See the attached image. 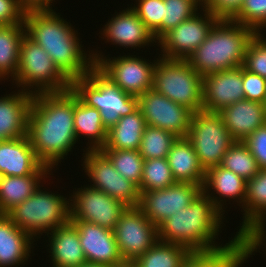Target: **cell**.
<instances>
[{
    "label": "cell",
    "mask_w": 266,
    "mask_h": 267,
    "mask_svg": "<svg viewBox=\"0 0 266 267\" xmlns=\"http://www.w3.org/2000/svg\"><path fill=\"white\" fill-rule=\"evenodd\" d=\"M41 165L27 135L0 141V176L32 175Z\"/></svg>",
    "instance_id": "24"
},
{
    "label": "cell",
    "mask_w": 266,
    "mask_h": 267,
    "mask_svg": "<svg viewBox=\"0 0 266 267\" xmlns=\"http://www.w3.org/2000/svg\"><path fill=\"white\" fill-rule=\"evenodd\" d=\"M248 236L237 235L228 245L208 252H192L186 267H242L253 254Z\"/></svg>",
    "instance_id": "26"
},
{
    "label": "cell",
    "mask_w": 266,
    "mask_h": 267,
    "mask_svg": "<svg viewBox=\"0 0 266 267\" xmlns=\"http://www.w3.org/2000/svg\"><path fill=\"white\" fill-rule=\"evenodd\" d=\"M225 218L213 201L201 192L187 208L173 214L158 226L159 240L185 246L191 252L217 250L237 236L235 234L224 245L216 242Z\"/></svg>",
    "instance_id": "3"
},
{
    "label": "cell",
    "mask_w": 266,
    "mask_h": 267,
    "mask_svg": "<svg viewBox=\"0 0 266 267\" xmlns=\"http://www.w3.org/2000/svg\"><path fill=\"white\" fill-rule=\"evenodd\" d=\"M79 267H109V266L102 265V264H96V263H88L87 262V263L82 264Z\"/></svg>",
    "instance_id": "47"
},
{
    "label": "cell",
    "mask_w": 266,
    "mask_h": 267,
    "mask_svg": "<svg viewBox=\"0 0 266 267\" xmlns=\"http://www.w3.org/2000/svg\"><path fill=\"white\" fill-rule=\"evenodd\" d=\"M13 93V94H12ZM33 95L18 89L0 97V141L27 135Z\"/></svg>",
    "instance_id": "22"
},
{
    "label": "cell",
    "mask_w": 266,
    "mask_h": 267,
    "mask_svg": "<svg viewBox=\"0 0 266 267\" xmlns=\"http://www.w3.org/2000/svg\"><path fill=\"white\" fill-rule=\"evenodd\" d=\"M74 129L77 141L80 137L87 138L85 150H101L104 147L108 130L104 127L100 112L86 105L75 93Z\"/></svg>",
    "instance_id": "30"
},
{
    "label": "cell",
    "mask_w": 266,
    "mask_h": 267,
    "mask_svg": "<svg viewBox=\"0 0 266 267\" xmlns=\"http://www.w3.org/2000/svg\"><path fill=\"white\" fill-rule=\"evenodd\" d=\"M146 126L139 108L131 114L122 116L107 131V140L102 149L139 150Z\"/></svg>",
    "instance_id": "31"
},
{
    "label": "cell",
    "mask_w": 266,
    "mask_h": 267,
    "mask_svg": "<svg viewBox=\"0 0 266 267\" xmlns=\"http://www.w3.org/2000/svg\"><path fill=\"white\" fill-rule=\"evenodd\" d=\"M152 89L194 113L203 110V77L187 60L157 58Z\"/></svg>",
    "instance_id": "8"
},
{
    "label": "cell",
    "mask_w": 266,
    "mask_h": 267,
    "mask_svg": "<svg viewBox=\"0 0 266 267\" xmlns=\"http://www.w3.org/2000/svg\"><path fill=\"white\" fill-rule=\"evenodd\" d=\"M187 138L206 172L221 164L223 156L235 142L218 112L205 110L193 113Z\"/></svg>",
    "instance_id": "9"
},
{
    "label": "cell",
    "mask_w": 266,
    "mask_h": 267,
    "mask_svg": "<svg viewBox=\"0 0 266 267\" xmlns=\"http://www.w3.org/2000/svg\"><path fill=\"white\" fill-rule=\"evenodd\" d=\"M202 92L203 110L209 112H219L243 100V66L205 75Z\"/></svg>",
    "instance_id": "18"
},
{
    "label": "cell",
    "mask_w": 266,
    "mask_h": 267,
    "mask_svg": "<svg viewBox=\"0 0 266 267\" xmlns=\"http://www.w3.org/2000/svg\"><path fill=\"white\" fill-rule=\"evenodd\" d=\"M202 192V186L176 182L167 188L141 192L138 208L156 226L187 208Z\"/></svg>",
    "instance_id": "15"
},
{
    "label": "cell",
    "mask_w": 266,
    "mask_h": 267,
    "mask_svg": "<svg viewBox=\"0 0 266 267\" xmlns=\"http://www.w3.org/2000/svg\"><path fill=\"white\" fill-rule=\"evenodd\" d=\"M26 35L24 23L0 25V81L13 80L18 72L20 46Z\"/></svg>",
    "instance_id": "32"
},
{
    "label": "cell",
    "mask_w": 266,
    "mask_h": 267,
    "mask_svg": "<svg viewBox=\"0 0 266 267\" xmlns=\"http://www.w3.org/2000/svg\"><path fill=\"white\" fill-rule=\"evenodd\" d=\"M202 6L203 0H164V17L162 24L153 32L155 39L159 41L171 29L198 12Z\"/></svg>",
    "instance_id": "34"
},
{
    "label": "cell",
    "mask_w": 266,
    "mask_h": 267,
    "mask_svg": "<svg viewBox=\"0 0 266 267\" xmlns=\"http://www.w3.org/2000/svg\"><path fill=\"white\" fill-rule=\"evenodd\" d=\"M191 253L185 246L159 240L134 263L137 267H186Z\"/></svg>",
    "instance_id": "33"
},
{
    "label": "cell",
    "mask_w": 266,
    "mask_h": 267,
    "mask_svg": "<svg viewBox=\"0 0 266 267\" xmlns=\"http://www.w3.org/2000/svg\"><path fill=\"white\" fill-rule=\"evenodd\" d=\"M244 99L264 103L266 98V78L243 67Z\"/></svg>",
    "instance_id": "42"
},
{
    "label": "cell",
    "mask_w": 266,
    "mask_h": 267,
    "mask_svg": "<svg viewBox=\"0 0 266 267\" xmlns=\"http://www.w3.org/2000/svg\"><path fill=\"white\" fill-rule=\"evenodd\" d=\"M113 232L124 262H134L159 241L158 226L138 207H128Z\"/></svg>",
    "instance_id": "14"
},
{
    "label": "cell",
    "mask_w": 266,
    "mask_h": 267,
    "mask_svg": "<svg viewBox=\"0 0 266 267\" xmlns=\"http://www.w3.org/2000/svg\"><path fill=\"white\" fill-rule=\"evenodd\" d=\"M91 50L94 65L122 91L139 97L153 87L155 60L136 55L107 57L102 51ZM147 60V61H146ZM150 62V63H149Z\"/></svg>",
    "instance_id": "10"
},
{
    "label": "cell",
    "mask_w": 266,
    "mask_h": 267,
    "mask_svg": "<svg viewBox=\"0 0 266 267\" xmlns=\"http://www.w3.org/2000/svg\"><path fill=\"white\" fill-rule=\"evenodd\" d=\"M221 167L248 181L260 170L256 159L244 142L235 141L223 156Z\"/></svg>",
    "instance_id": "35"
},
{
    "label": "cell",
    "mask_w": 266,
    "mask_h": 267,
    "mask_svg": "<svg viewBox=\"0 0 266 267\" xmlns=\"http://www.w3.org/2000/svg\"><path fill=\"white\" fill-rule=\"evenodd\" d=\"M33 242L36 240L17 227L6 214H0V267L25 265L31 251L33 253Z\"/></svg>",
    "instance_id": "25"
},
{
    "label": "cell",
    "mask_w": 266,
    "mask_h": 267,
    "mask_svg": "<svg viewBox=\"0 0 266 267\" xmlns=\"http://www.w3.org/2000/svg\"><path fill=\"white\" fill-rule=\"evenodd\" d=\"M47 237L46 246L49 247L52 267H79L87 263L80 245L79 231L71 221L48 233Z\"/></svg>",
    "instance_id": "23"
},
{
    "label": "cell",
    "mask_w": 266,
    "mask_h": 267,
    "mask_svg": "<svg viewBox=\"0 0 266 267\" xmlns=\"http://www.w3.org/2000/svg\"><path fill=\"white\" fill-rule=\"evenodd\" d=\"M26 9L53 8L55 0H18Z\"/></svg>",
    "instance_id": "46"
},
{
    "label": "cell",
    "mask_w": 266,
    "mask_h": 267,
    "mask_svg": "<svg viewBox=\"0 0 266 267\" xmlns=\"http://www.w3.org/2000/svg\"><path fill=\"white\" fill-rule=\"evenodd\" d=\"M234 141L243 142L256 129L266 124L264 103L241 100L218 112Z\"/></svg>",
    "instance_id": "21"
},
{
    "label": "cell",
    "mask_w": 266,
    "mask_h": 267,
    "mask_svg": "<svg viewBox=\"0 0 266 267\" xmlns=\"http://www.w3.org/2000/svg\"><path fill=\"white\" fill-rule=\"evenodd\" d=\"M51 172L48 166L42 164L32 175L0 176V214H6L32 196L40 183H46V178H50Z\"/></svg>",
    "instance_id": "27"
},
{
    "label": "cell",
    "mask_w": 266,
    "mask_h": 267,
    "mask_svg": "<svg viewBox=\"0 0 266 267\" xmlns=\"http://www.w3.org/2000/svg\"><path fill=\"white\" fill-rule=\"evenodd\" d=\"M218 20L217 17L202 7L199 13L196 12L178 24L158 41L157 45L161 49L159 55L167 59L187 60L207 38Z\"/></svg>",
    "instance_id": "13"
},
{
    "label": "cell",
    "mask_w": 266,
    "mask_h": 267,
    "mask_svg": "<svg viewBox=\"0 0 266 267\" xmlns=\"http://www.w3.org/2000/svg\"><path fill=\"white\" fill-rule=\"evenodd\" d=\"M177 137L160 128L146 126L142 135L139 152L144 160L167 158Z\"/></svg>",
    "instance_id": "38"
},
{
    "label": "cell",
    "mask_w": 266,
    "mask_h": 267,
    "mask_svg": "<svg viewBox=\"0 0 266 267\" xmlns=\"http://www.w3.org/2000/svg\"><path fill=\"white\" fill-rule=\"evenodd\" d=\"M71 90L88 106L100 112L109 130L122 116L138 109V97L122 91L95 65L82 77L71 81Z\"/></svg>",
    "instance_id": "5"
},
{
    "label": "cell",
    "mask_w": 266,
    "mask_h": 267,
    "mask_svg": "<svg viewBox=\"0 0 266 267\" xmlns=\"http://www.w3.org/2000/svg\"><path fill=\"white\" fill-rule=\"evenodd\" d=\"M82 169L90 179L92 188L99 189L128 207H138V187L114 168L110 159L101 150H84ZM93 183V184H92Z\"/></svg>",
    "instance_id": "11"
},
{
    "label": "cell",
    "mask_w": 266,
    "mask_h": 267,
    "mask_svg": "<svg viewBox=\"0 0 266 267\" xmlns=\"http://www.w3.org/2000/svg\"><path fill=\"white\" fill-rule=\"evenodd\" d=\"M176 183L167 158L144 160L142 181L138 187L141 192L164 189Z\"/></svg>",
    "instance_id": "37"
},
{
    "label": "cell",
    "mask_w": 266,
    "mask_h": 267,
    "mask_svg": "<svg viewBox=\"0 0 266 267\" xmlns=\"http://www.w3.org/2000/svg\"><path fill=\"white\" fill-rule=\"evenodd\" d=\"M260 169H266V124L256 129L243 141Z\"/></svg>",
    "instance_id": "43"
},
{
    "label": "cell",
    "mask_w": 266,
    "mask_h": 267,
    "mask_svg": "<svg viewBox=\"0 0 266 267\" xmlns=\"http://www.w3.org/2000/svg\"><path fill=\"white\" fill-rule=\"evenodd\" d=\"M135 4L131 8L153 33L162 24L164 0H135Z\"/></svg>",
    "instance_id": "41"
},
{
    "label": "cell",
    "mask_w": 266,
    "mask_h": 267,
    "mask_svg": "<svg viewBox=\"0 0 266 267\" xmlns=\"http://www.w3.org/2000/svg\"><path fill=\"white\" fill-rule=\"evenodd\" d=\"M113 267H134V262H123L122 264Z\"/></svg>",
    "instance_id": "48"
},
{
    "label": "cell",
    "mask_w": 266,
    "mask_h": 267,
    "mask_svg": "<svg viewBox=\"0 0 266 267\" xmlns=\"http://www.w3.org/2000/svg\"><path fill=\"white\" fill-rule=\"evenodd\" d=\"M115 13V16L111 17L101 28V33L99 32L103 36L99 38L105 39V43L111 42L114 46L124 47V49H130V47L131 49H141L158 43L152 31L140 20L131 7Z\"/></svg>",
    "instance_id": "17"
},
{
    "label": "cell",
    "mask_w": 266,
    "mask_h": 267,
    "mask_svg": "<svg viewBox=\"0 0 266 267\" xmlns=\"http://www.w3.org/2000/svg\"><path fill=\"white\" fill-rule=\"evenodd\" d=\"M42 188L41 183L32 196L6 213L17 227L37 241L43 233L46 236L70 221V199Z\"/></svg>",
    "instance_id": "6"
},
{
    "label": "cell",
    "mask_w": 266,
    "mask_h": 267,
    "mask_svg": "<svg viewBox=\"0 0 266 267\" xmlns=\"http://www.w3.org/2000/svg\"><path fill=\"white\" fill-rule=\"evenodd\" d=\"M243 220L236 235L248 236L257 226L266 225V169L246 181ZM242 225V226H241Z\"/></svg>",
    "instance_id": "28"
},
{
    "label": "cell",
    "mask_w": 266,
    "mask_h": 267,
    "mask_svg": "<svg viewBox=\"0 0 266 267\" xmlns=\"http://www.w3.org/2000/svg\"><path fill=\"white\" fill-rule=\"evenodd\" d=\"M27 136L43 165L53 171L61 164L78 142L74 129V92L69 89L33 95Z\"/></svg>",
    "instance_id": "1"
},
{
    "label": "cell",
    "mask_w": 266,
    "mask_h": 267,
    "mask_svg": "<svg viewBox=\"0 0 266 267\" xmlns=\"http://www.w3.org/2000/svg\"><path fill=\"white\" fill-rule=\"evenodd\" d=\"M243 0H203V6L218 19L231 20L240 10Z\"/></svg>",
    "instance_id": "44"
},
{
    "label": "cell",
    "mask_w": 266,
    "mask_h": 267,
    "mask_svg": "<svg viewBox=\"0 0 266 267\" xmlns=\"http://www.w3.org/2000/svg\"><path fill=\"white\" fill-rule=\"evenodd\" d=\"M25 12L18 0H0V25L24 23Z\"/></svg>",
    "instance_id": "45"
},
{
    "label": "cell",
    "mask_w": 266,
    "mask_h": 267,
    "mask_svg": "<svg viewBox=\"0 0 266 267\" xmlns=\"http://www.w3.org/2000/svg\"><path fill=\"white\" fill-rule=\"evenodd\" d=\"M140 109L147 126L166 130L176 137H187L193 111L175 103L153 89L138 97Z\"/></svg>",
    "instance_id": "16"
},
{
    "label": "cell",
    "mask_w": 266,
    "mask_h": 267,
    "mask_svg": "<svg viewBox=\"0 0 266 267\" xmlns=\"http://www.w3.org/2000/svg\"><path fill=\"white\" fill-rule=\"evenodd\" d=\"M167 161L176 182L203 186L205 171L187 137H177L167 155Z\"/></svg>",
    "instance_id": "29"
},
{
    "label": "cell",
    "mask_w": 266,
    "mask_h": 267,
    "mask_svg": "<svg viewBox=\"0 0 266 267\" xmlns=\"http://www.w3.org/2000/svg\"><path fill=\"white\" fill-rule=\"evenodd\" d=\"M60 16L52 8L26 9L25 33L42 46L59 70L72 81L85 76L94 62L91 50H83L78 31Z\"/></svg>",
    "instance_id": "2"
},
{
    "label": "cell",
    "mask_w": 266,
    "mask_h": 267,
    "mask_svg": "<svg viewBox=\"0 0 266 267\" xmlns=\"http://www.w3.org/2000/svg\"><path fill=\"white\" fill-rule=\"evenodd\" d=\"M231 20L251 27L257 33L265 31L266 0H243L239 12Z\"/></svg>",
    "instance_id": "39"
},
{
    "label": "cell",
    "mask_w": 266,
    "mask_h": 267,
    "mask_svg": "<svg viewBox=\"0 0 266 267\" xmlns=\"http://www.w3.org/2000/svg\"><path fill=\"white\" fill-rule=\"evenodd\" d=\"M73 194V195H72ZM70 221H86L114 230L128 206L91 186L81 185L71 193Z\"/></svg>",
    "instance_id": "12"
},
{
    "label": "cell",
    "mask_w": 266,
    "mask_h": 267,
    "mask_svg": "<svg viewBox=\"0 0 266 267\" xmlns=\"http://www.w3.org/2000/svg\"><path fill=\"white\" fill-rule=\"evenodd\" d=\"M262 34L256 33L251 39L246 50L243 67L266 78V37Z\"/></svg>",
    "instance_id": "40"
},
{
    "label": "cell",
    "mask_w": 266,
    "mask_h": 267,
    "mask_svg": "<svg viewBox=\"0 0 266 267\" xmlns=\"http://www.w3.org/2000/svg\"><path fill=\"white\" fill-rule=\"evenodd\" d=\"M11 82L16 85L14 88L31 95L61 93L71 89V81L54 64L49 54L26 35L20 46L18 72Z\"/></svg>",
    "instance_id": "7"
},
{
    "label": "cell",
    "mask_w": 266,
    "mask_h": 267,
    "mask_svg": "<svg viewBox=\"0 0 266 267\" xmlns=\"http://www.w3.org/2000/svg\"><path fill=\"white\" fill-rule=\"evenodd\" d=\"M114 168L127 180L139 187L142 181L144 158L138 150L101 149Z\"/></svg>",
    "instance_id": "36"
},
{
    "label": "cell",
    "mask_w": 266,
    "mask_h": 267,
    "mask_svg": "<svg viewBox=\"0 0 266 267\" xmlns=\"http://www.w3.org/2000/svg\"><path fill=\"white\" fill-rule=\"evenodd\" d=\"M79 231L80 245L88 263L113 267L124 262L113 230L86 221H71Z\"/></svg>",
    "instance_id": "19"
},
{
    "label": "cell",
    "mask_w": 266,
    "mask_h": 267,
    "mask_svg": "<svg viewBox=\"0 0 266 267\" xmlns=\"http://www.w3.org/2000/svg\"><path fill=\"white\" fill-rule=\"evenodd\" d=\"M256 33L233 20L219 19L187 61L202 77L243 66L247 47Z\"/></svg>",
    "instance_id": "4"
},
{
    "label": "cell",
    "mask_w": 266,
    "mask_h": 267,
    "mask_svg": "<svg viewBox=\"0 0 266 267\" xmlns=\"http://www.w3.org/2000/svg\"><path fill=\"white\" fill-rule=\"evenodd\" d=\"M202 192L213 201L214 206L224 215L226 212L224 208L227 207L226 201L234 200L233 202H237V205L243 208L246 196V180L218 165L205 172Z\"/></svg>",
    "instance_id": "20"
}]
</instances>
